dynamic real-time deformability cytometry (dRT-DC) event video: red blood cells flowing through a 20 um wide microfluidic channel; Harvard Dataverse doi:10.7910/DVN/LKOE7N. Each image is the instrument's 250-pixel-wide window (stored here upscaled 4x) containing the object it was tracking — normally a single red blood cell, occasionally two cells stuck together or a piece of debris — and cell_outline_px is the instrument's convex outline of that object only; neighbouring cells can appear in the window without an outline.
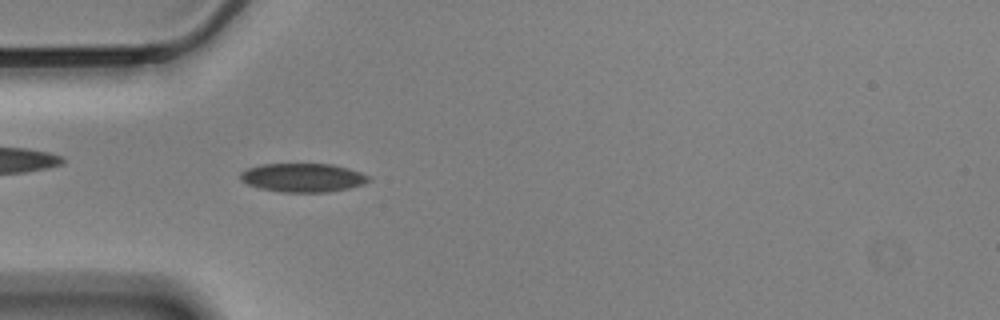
{"species": "Egyptian fruit bat (a non-hibernating species)", "species_latin": "Rousettus aegyptiacus", "temperature_condition": "cold", "stored_images_in_passage": 48, "camera_frame_rate_fps": 3000, "um_per_image_px": 0.085, "animal": {"sex": "male"}, "frame": {"image": 1, "passage_image": 14, "time_ms": 4.333, "image_size_px": [1000, 320], "cell_outline_px": [[372, 180], [364, 184], [348, 188], [328, 192], [284, 192], [260, 188], [248, 184], [240, 180], [240, 172], [248, 168], [260, 164], [332, 164], [348, 168], [372, 176]], "centroid_in_image_um": [25.77, 15.09], "position_along_channel_um": 59.2, "area_um2": 21.56}}
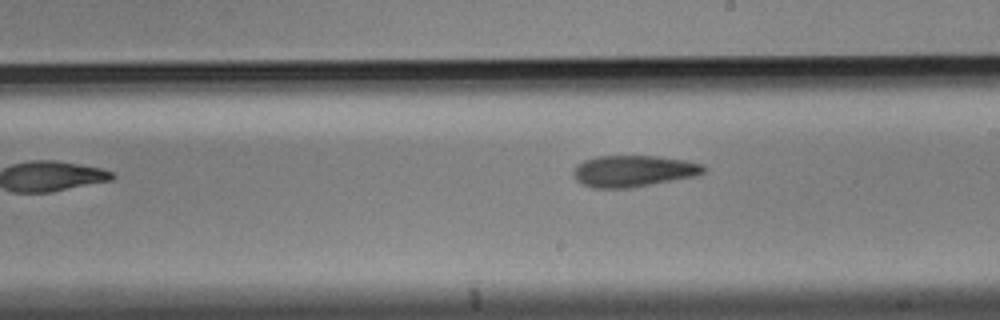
{"frame": {"image": 2, "passage_image": 26, "time_ms": 8.333, "image_size_px": [1000, 320], "cell_outline_px": [[708, 168], [704, 172], [692, 176], [632, 188], [592, 188], [576, 180], [572, 176], [572, 172], [576, 164], [584, 160], [596, 156], [656, 156], [684, 160], [704, 164]], "centroid_in_image_um": [53.8, 14.53], "position_along_channel_um": 235.2, "area_um2": 23.93}}
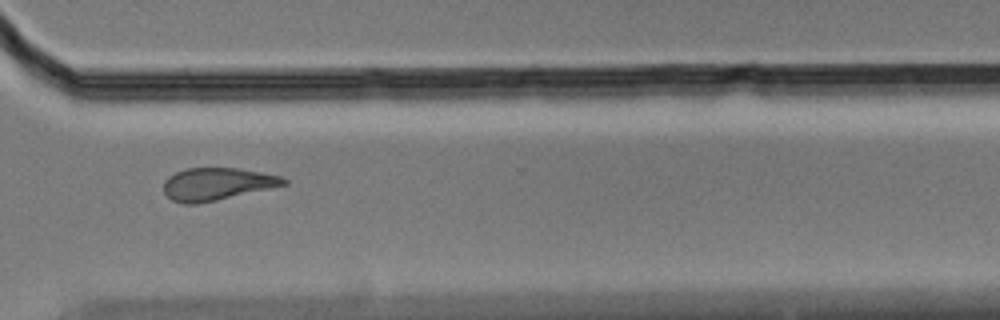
{"frame": {"image": 3, "passage_image": 36, "time_ms": 11.667, "image_size_px": [1000, 320], "cell_outline_px": [[288, 184], [216, 200], [196, 204], [184, 204], [172, 200], [164, 192], [164, 180], [168, 176], [184, 168], [236, 168], [260, 172], [280, 176], [288, 180]], "centroid_in_image_um": [18.41, 15.64], "position_along_channel_um": 352.2, "area_um2": 22.54}, "authors_computed_cell_mechanics": {"area_um2": 22.9755, "velocity_mm_per_s": 3.5075, "shape_relaxation_time_tau1_ms": null, "shape_relaxation_time_tau2_ms": 3.8118, "deformation_change_tau1": null, "deformation_change_tau2": 0.1224}}